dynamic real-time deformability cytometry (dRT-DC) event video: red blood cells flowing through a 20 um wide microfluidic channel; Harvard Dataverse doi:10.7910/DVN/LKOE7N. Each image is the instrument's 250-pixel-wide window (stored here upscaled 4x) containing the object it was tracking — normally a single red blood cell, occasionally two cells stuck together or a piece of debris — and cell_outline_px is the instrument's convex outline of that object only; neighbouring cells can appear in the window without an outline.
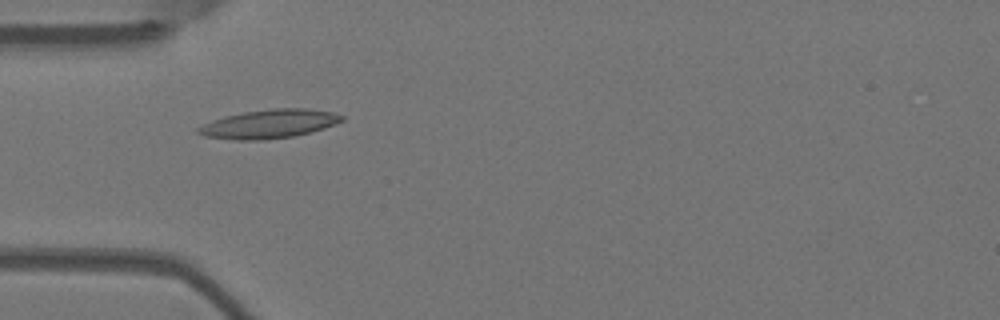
{"species": "Egyptian fruit bat (a non-hibernating species)", "species_latin": "Rousettus aegyptiacus", "temperature_condition": "warm", "stored_images_in_passage": 6, "camera_frame_rate_fps": 3000, "um_per_image_px": 0.085, "animal": {"sex": "female"}, "frame": {"image": 1, "passage_image": 5, "time_ms": 1.333, "image_size_px": [1000, 320], "cell_outline_px": [[344, 120], [336, 124], [312, 132], [292, 136], [264, 140], [236, 140], [204, 136], [196, 132], [196, 128], [212, 120], [224, 116], [244, 112], [272, 108], [308, 108], [332, 112], [344, 116]], "centroid_in_image_um": [22.88, 10.53], "position_along_channel_um": 62.1, "area_um2": 24.16}}
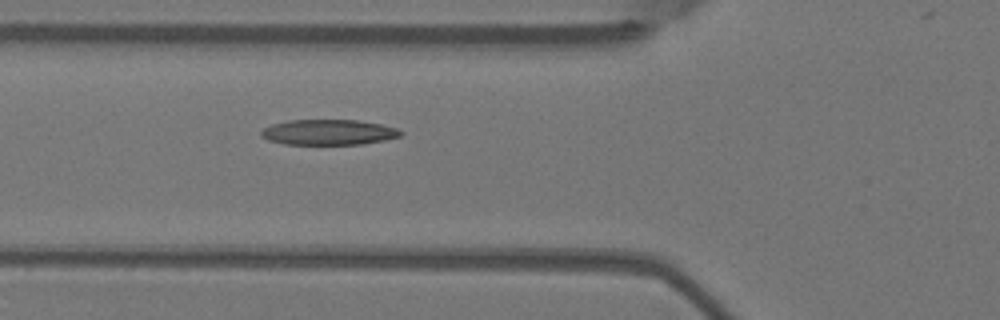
{"frame": {"image": 2, "passage_image": 6, "time_ms": 1.667, "image_size_px": [1000, 320], "cell_outline_px": [[404, 132], [400, 136], [384, 140], [364, 144], [284, 144], [268, 140], [260, 136], [260, 132], [264, 128], [272, 124], [288, 120], [360, 120], [380, 124], [396, 128]], "centroid_in_image_um": [27.92, 11.24], "position_along_channel_um": 97.9, "area_um2": 20.69}}